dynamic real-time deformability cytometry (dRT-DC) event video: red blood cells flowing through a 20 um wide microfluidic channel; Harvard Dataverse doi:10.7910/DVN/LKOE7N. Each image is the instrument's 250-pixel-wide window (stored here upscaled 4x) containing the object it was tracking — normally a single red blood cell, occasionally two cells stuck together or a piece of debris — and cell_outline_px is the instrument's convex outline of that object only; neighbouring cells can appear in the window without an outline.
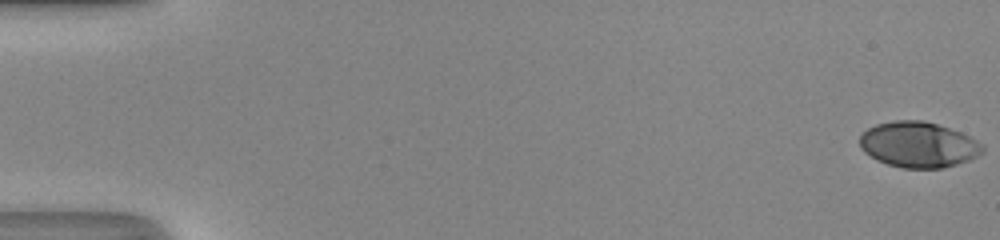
{"species": "human", "species_latin": "Homo sapiens", "temperature_condition": "room temperature", "stored_images_in_passage": 50, "camera_frame_rate_fps": 3000, "um_per_image_px": 0.085, "donor": {"sex": "male"}, "frame": {"image": 1, "passage_image": 1, "time_ms": 0.0, "image_size_px": [1000, 240], "cell_outline_px": [[984, 152], [968, 160], [956, 164], [940, 168], [904, 168], [888, 164], [876, 160], [864, 152], [860, 148], [860, 132], [876, 124], [896, 120], [924, 120], [960, 132], [984, 144]], "centroid_in_image_um": [78.04, 12.29], "position_along_channel_um": 7.0, "area_um2": 32.66}}
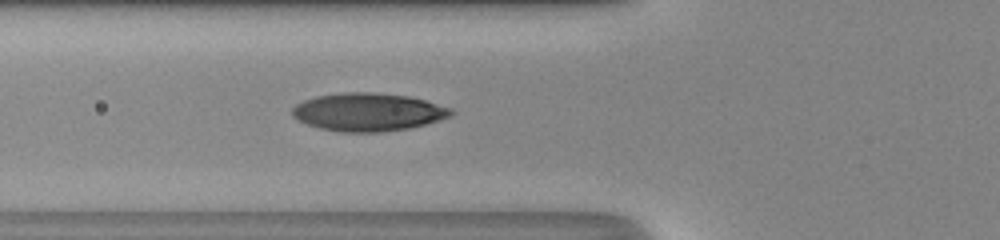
{"frame": {"image": 2, "passage_image": 20, "time_ms": 6.333, "image_size_px": [1000, 240], "cell_outline_px": [[456, 112], [452, 116], [440, 120], [408, 128], [380, 132], [340, 132], [320, 128], [308, 124], [292, 116], [292, 108], [296, 104], [304, 100], [316, 96], [344, 92], [372, 92], [408, 96], [424, 100], [452, 108]], "centroid_in_image_um": [31.3, 9.52], "position_along_channel_um": 94.5, "area_um2": 35.14}}
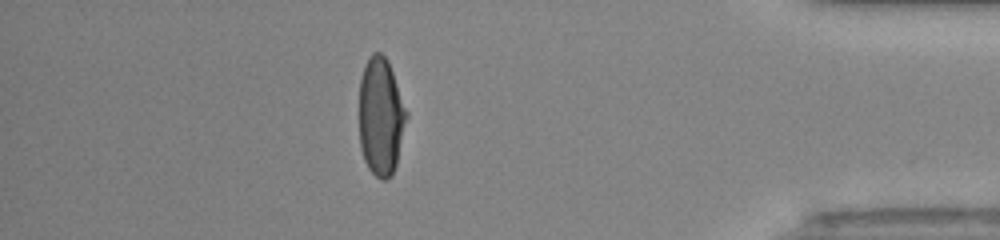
{"frame": {"image": 3, "passage_image": 44, "time_ms": 14.333, "image_size_px": [1000, 240], "cell_outline_px": [[408, 116], [396, 164], [392, 176], [388, 180], [380, 180], [368, 168], [364, 160], [360, 148], [360, 80], [364, 64], [368, 56], [372, 52], [380, 52], [388, 60], [408, 112]], "centroid_in_image_um": [32.38, 9.9], "position_along_channel_um": 402.8, "area_um2": 32.83}, "authors_computed_cell_mechanics": {"area_um2": 33.0038, "velocity_mm_per_s": 4.3516, "shape_relaxation_time_tau1_ms": 5.109, "shape_relaxation_time_tau2_ms": 0.7748, "deformation_change_tau1": 0.2456, "deformation_change_tau2": 0.0438}}